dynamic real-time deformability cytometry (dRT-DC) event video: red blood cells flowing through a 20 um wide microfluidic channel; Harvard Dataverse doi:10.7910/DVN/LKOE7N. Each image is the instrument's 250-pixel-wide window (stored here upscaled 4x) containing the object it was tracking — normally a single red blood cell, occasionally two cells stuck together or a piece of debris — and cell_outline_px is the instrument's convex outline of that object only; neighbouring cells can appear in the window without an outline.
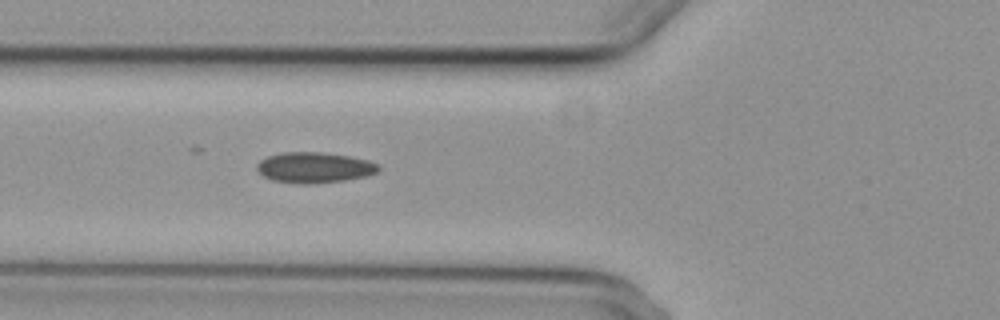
{"species": "common noctule bat (a hibernating species)", "species_latin": "Nyctalus noctula", "temperature_condition": "cold", "stored_images_in_passage": 6, "segment_of_instrument_passage": [1, 2], "camera_frame_rate_fps": 3000, "um_per_image_px": 0.085, "animal": {"sex": "female", "body_mass_g": 29.2, "forearm_length_mm": 56.3}, "frame": {"image": 1, "passage_image": 5, "time_ms": 5.0, "image_size_px": [1000, 320], "cell_outline_px": [[380, 168], [376, 172], [368, 176], [344, 180], [308, 184], [304, 184], [272, 180], [264, 176], [256, 168], [256, 164], [260, 160], [268, 156], [280, 152], [320, 152], [352, 156], [368, 160], [380, 164]], "centroid_in_image_um": [26.74, 14.23], "position_along_channel_um": 99.1, "area_um2": 21.79}}